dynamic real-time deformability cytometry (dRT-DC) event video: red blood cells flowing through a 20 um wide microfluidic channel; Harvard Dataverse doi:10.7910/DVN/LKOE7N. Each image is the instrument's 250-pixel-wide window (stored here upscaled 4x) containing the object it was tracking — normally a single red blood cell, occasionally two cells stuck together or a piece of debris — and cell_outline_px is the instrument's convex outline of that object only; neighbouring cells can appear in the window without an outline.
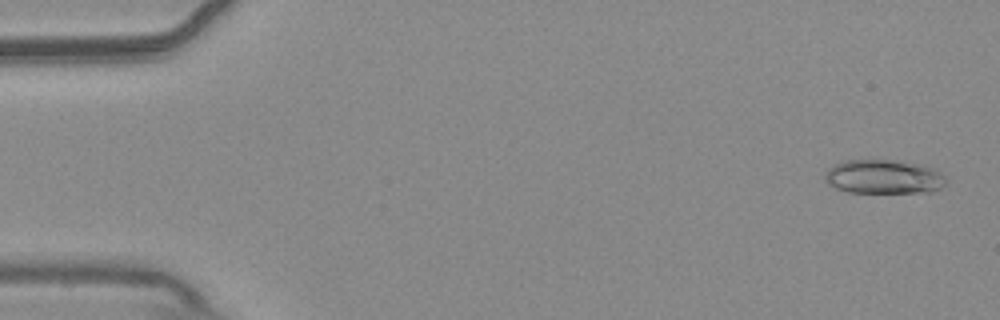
{"species": "common noctule bat (a hibernating species)", "species_latin": "Nyctalus noctula", "temperature_condition": "warm", "stored_images_in_passage": 54, "camera_frame_rate_fps": 3000, "um_per_image_px": 0.085, "animal": {"sex": "male", "body_mass_g": 20.4}, "frame": {"image": 1, "passage_image": 2, "time_ms": 0.333, "image_size_px": [1000, 320], "cell_outline_px": [[948, 180], [940, 188], [932, 192], [848, 192], [836, 188], [828, 184], [824, 180], [824, 176], [828, 168], [844, 160], [872, 156], [896, 160], [936, 168]], "centroid_in_image_um": [75.08, 14.98], "position_along_channel_um": 9.9, "area_um2": 24.85}}
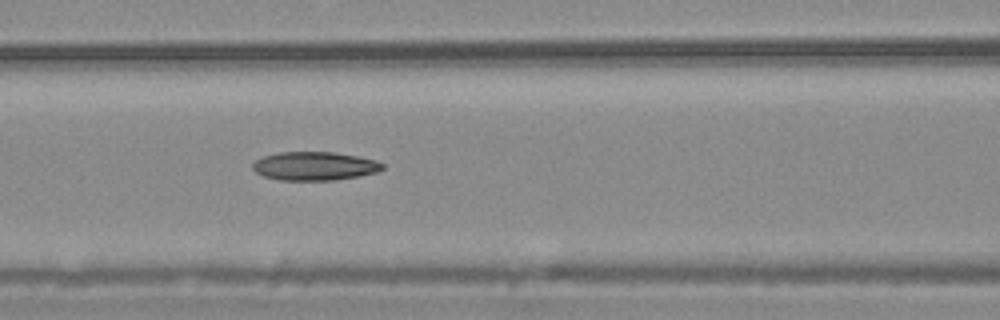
{"frame": {"image": 2, "passage_image": 23, "time_ms": 7.333, "image_size_px": [1000, 320], "cell_outline_px": [[384, 168], [376, 172], [360, 176], [332, 180], [280, 180], [264, 176], [256, 172], [252, 168], [252, 164], [256, 160], [264, 156], [280, 152], [332, 152], [356, 156], [376, 160], [384, 164]], "centroid_in_image_um": [26.74, 14.11], "position_along_channel_um": 139.9, "area_um2": 21.5}}
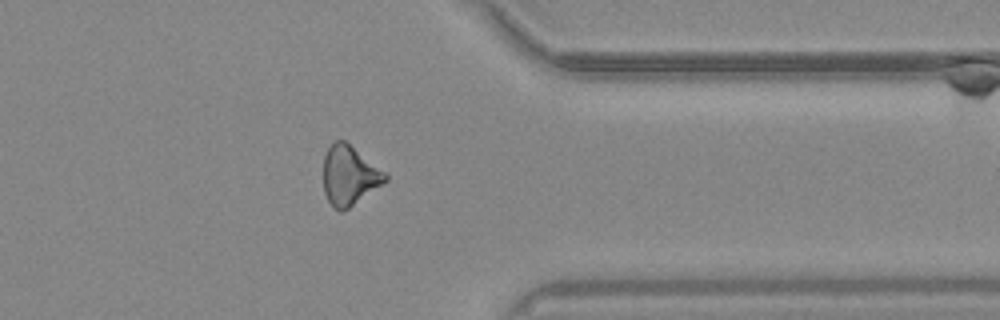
{"frame": {"image": 3, "passage_image": 43, "time_ms": 14.0, "image_size_px": [1000, 320], "cell_outline_px": [[388, 180], [348, 208], [340, 212], [328, 200], [324, 192], [324, 156], [328, 148], [336, 140], [344, 140], [388, 172]], "centroid_in_image_um": [29.73, 14.89], "position_along_channel_um": 381.7, "area_um2": 21.33}}